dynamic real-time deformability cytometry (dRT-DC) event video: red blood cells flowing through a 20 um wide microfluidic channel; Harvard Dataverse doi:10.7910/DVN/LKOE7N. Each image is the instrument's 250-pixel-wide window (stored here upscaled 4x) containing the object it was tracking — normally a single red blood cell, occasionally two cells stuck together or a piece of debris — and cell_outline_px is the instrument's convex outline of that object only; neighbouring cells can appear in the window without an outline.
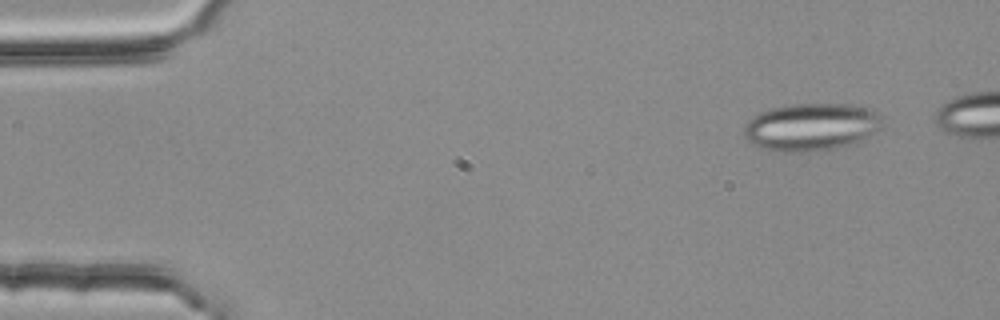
{"species": "common noctule bat (a hibernating species)", "species_latin": "Nyctalus noctula", "temperature_condition": "room temperature", "stored_images_in_passage": 4, "camera_frame_rate_fps": 3000, "um_per_image_px": 0.085, "animal": {"sex": "female", "body_mass_g": 25.1}, "frame": {"image": 1, "passage_image": 1, "time_ms": 0.0, "image_size_px": [1000, 320], "cell_outline_px": [[880, 128], [860, 140], [836, 148], [808, 152], [784, 152], [760, 148], [748, 140], [744, 136], [744, 124], [748, 120], [760, 112], [772, 108], [792, 104], [848, 104], [868, 108], [880, 116]], "centroid_in_image_um": [68.89, 10.79], "position_along_channel_um": 16.1, "area_um2": 37.97}}